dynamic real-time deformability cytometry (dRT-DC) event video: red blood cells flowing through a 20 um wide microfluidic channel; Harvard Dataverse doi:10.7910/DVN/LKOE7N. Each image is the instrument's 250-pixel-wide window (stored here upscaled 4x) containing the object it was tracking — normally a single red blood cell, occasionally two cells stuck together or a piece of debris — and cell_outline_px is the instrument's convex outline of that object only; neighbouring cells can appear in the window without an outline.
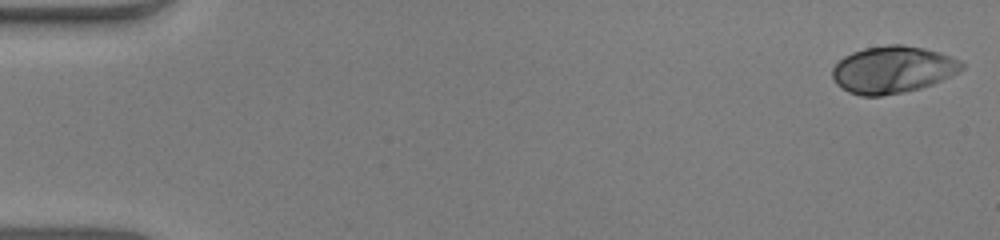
{"species": "human", "species_latin": "Homo sapiens", "temperature_condition": "warm", "stored_images_in_passage": 52, "camera_frame_rate_fps": 3000, "um_per_image_px": 0.085, "donor": {"sex": "male"}, "frame": {"image": 1, "passage_image": 1, "time_ms": 0.0, "image_size_px": [1000, 240], "cell_outline_px": [[964, 68], [932, 84], [920, 88], [904, 92], [880, 96], [860, 96], [848, 92], [836, 84], [832, 76], [832, 68], [844, 56], [852, 52], [864, 48], [888, 44], [904, 44], [924, 48], [940, 52], [952, 56], [960, 60], [964, 64]], "centroid_in_image_um": [75.86, 5.91], "position_along_channel_um": 9.1, "area_um2": 35.55}}
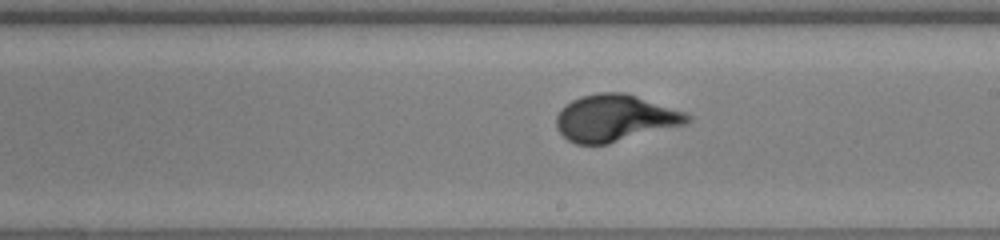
{"frame": {"image": 2, "passage_image": 30, "time_ms": 9.667, "image_size_px": [1000, 240], "cell_outline_px": [[692, 120], [688, 124], [608, 144], [576, 144], [568, 140], [556, 128], [556, 116], [572, 100], [584, 96], [600, 92], [624, 92], [684, 112], [692, 116]], "centroid_in_image_um": [52.31, 10.06], "position_along_channel_um": 236.7, "area_um2": 35.49}}
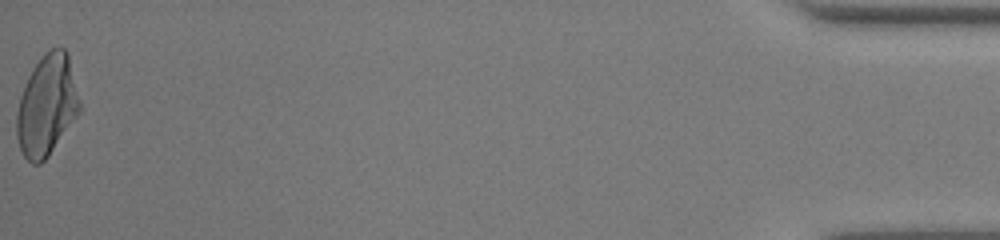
{"frame": {"image": 3, "passage_image": 52, "time_ms": 17.0, "image_size_px": [1000, 240], "cell_outline_px": [[80, 112], [48, 156], [40, 164], [32, 164], [24, 156], [20, 148], [16, 136], [16, 112], [20, 96], [28, 76], [32, 68], [52, 48], [64, 48], [68, 52], [80, 100]], "centroid_in_image_um": [3.98, 8.98], "position_along_channel_um": 431.2, "area_um2": 36.82}, "authors_computed_cell_mechanics": {"area_um2": 34.8534, "velocity_mm_per_s": 3.9882, "shape_relaxation_time_tau1_ms": 4.0231, "shape_relaxation_time_tau2_ms": null, "deformation_change_tau1": 0.2253, "deformation_change_tau2": null}}